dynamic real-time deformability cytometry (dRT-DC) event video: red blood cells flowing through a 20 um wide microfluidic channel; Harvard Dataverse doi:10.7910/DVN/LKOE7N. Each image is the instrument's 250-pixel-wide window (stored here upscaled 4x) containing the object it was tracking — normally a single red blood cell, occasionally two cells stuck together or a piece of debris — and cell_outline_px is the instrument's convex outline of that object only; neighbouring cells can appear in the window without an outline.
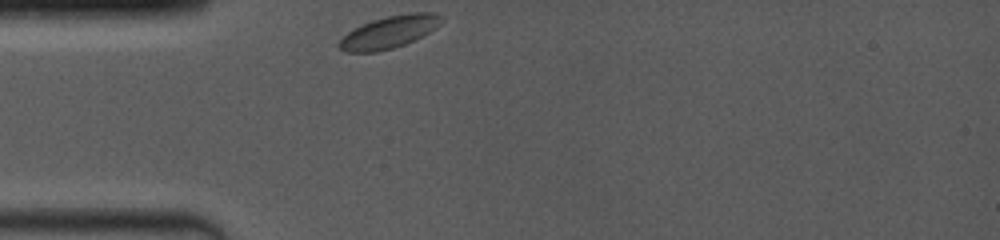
{"species": "common noctule bat (a hibernating species)", "species_latin": "Nyctalus noctula", "temperature_condition": "room temperature", "stored_images_in_passage": 20, "camera_frame_rate_fps": 4000, "um_per_image_px": 0.085, "animal": {"sex": "female", "body_mass_g": 19.0, "forearm_length_mm": 53.3}, "frame": {"image": 1, "passage_image": 1, "time_ms": 0.0, "image_size_px": [1000, 240], "cell_outline_px": [[444, 20], [436, 28], [404, 44], [392, 48], [376, 52], [344, 52], [336, 44], [348, 32], [372, 20], [388, 16], [412, 12], [432, 12], [444, 16]], "centroid_in_image_um": [33.1, 2.71], "position_along_channel_um": 51.9, "area_um2": 19.02}}
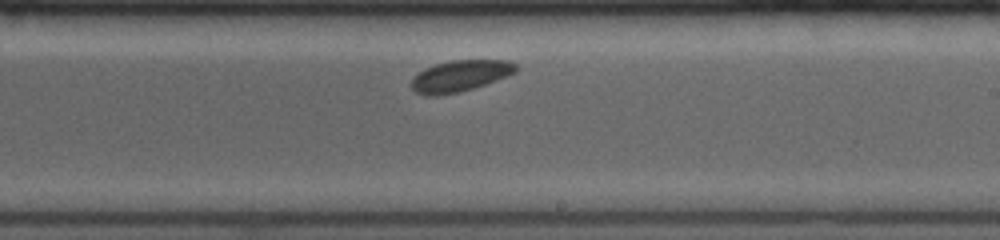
{"frame": {"image": 2, "passage_image": 12, "time_ms": 5.5, "image_size_px": [1000, 240], "cell_outline_px": [[520, 68], [516, 72], [508, 76], [460, 92], [436, 96], [428, 96], [416, 92], [408, 84], [412, 76], [416, 72], [424, 68], [436, 64], [452, 60], [508, 60], [516, 64]], "centroid_in_image_um": [39.06, 6.45], "position_along_channel_um": 249.9, "area_um2": 19.36}}
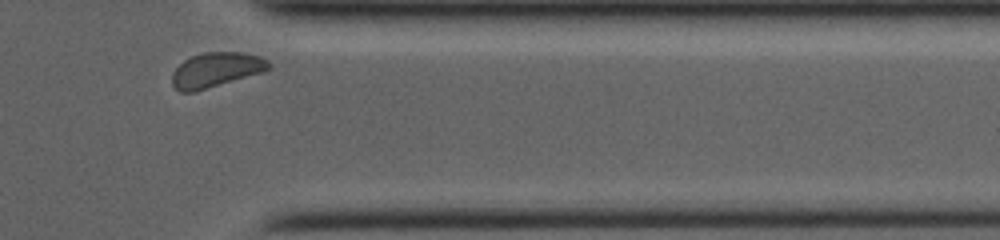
{"frame": {"image": 3, "passage_image": 19, "time_ms": 9.25, "image_size_px": [1000, 240], "cell_outline_px": [[272, 68], [260, 72], [192, 92], [180, 92], [172, 84], [172, 72], [184, 60], [192, 56], [204, 52], [244, 52], [260, 56], [268, 60], [272, 64]], "centroid_in_image_um": [18.37, 5.91], "position_along_channel_um": 393.0, "area_um2": 19.25}}